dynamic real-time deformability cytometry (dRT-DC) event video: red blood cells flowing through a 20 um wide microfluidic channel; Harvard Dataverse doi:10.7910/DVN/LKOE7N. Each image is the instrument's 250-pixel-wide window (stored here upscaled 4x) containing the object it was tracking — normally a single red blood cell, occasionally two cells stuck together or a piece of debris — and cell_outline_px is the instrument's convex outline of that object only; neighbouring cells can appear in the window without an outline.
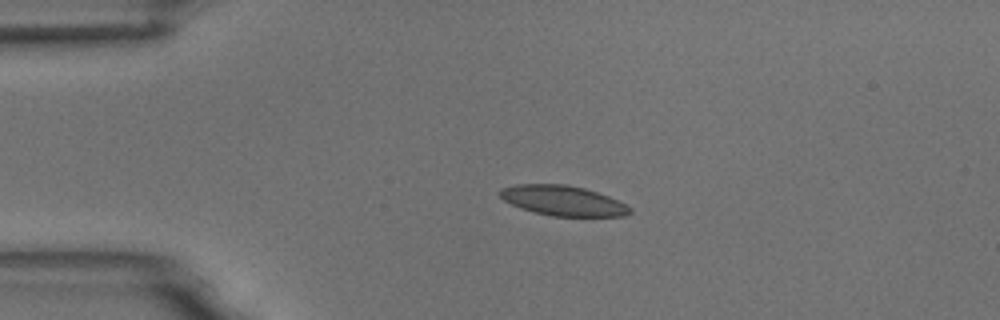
{"species": "common noctule bat (a hibernating species)", "species_latin": "Nyctalus noctula", "temperature_condition": "room temperature", "stored_images_in_passage": 44, "camera_frame_rate_fps": 3000, "um_per_image_px": 0.085, "animal": {"sex": "male", "body_mass_g": 18.8}, "frame": {"image": 1, "passage_image": 1, "time_ms": 0.0, "image_size_px": [1000, 320], "cell_outline_px": [[632, 212], [624, 216], [552, 216], [520, 208], [504, 200], [496, 192], [500, 188], [516, 184], [568, 184], [584, 188], [608, 196], [632, 208]], "centroid_in_image_um": [47.81, 17.04], "position_along_channel_um": 37.2, "area_um2": 22.72}}
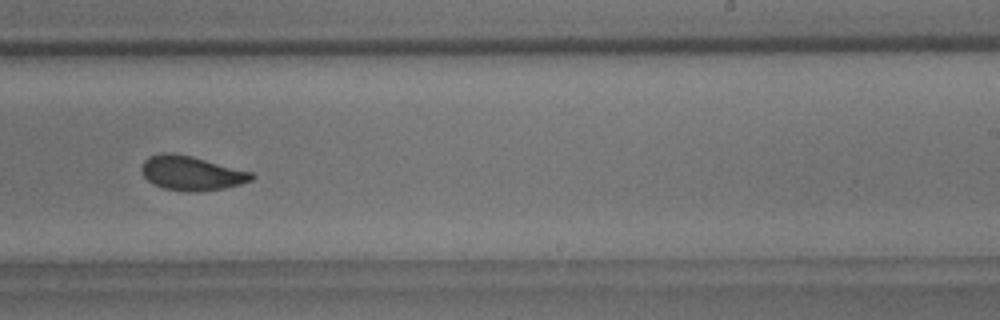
{"frame": {"image": 2, "passage_image": 23, "time_ms": 7.333, "image_size_px": [1000, 320], "cell_outline_px": [[256, 176], [252, 180], [240, 184], [224, 188], [200, 192], [188, 192], [164, 188], [152, 184], [140, 172], [140, 168], [144, 160], [148, 156], [164, 152], [168, 152], [192, 156], [252, 172]], "centroid_in_image_um": [16.25, 14.72], "position_along_channel_um": 272.8, "area_um2": 22.2}}
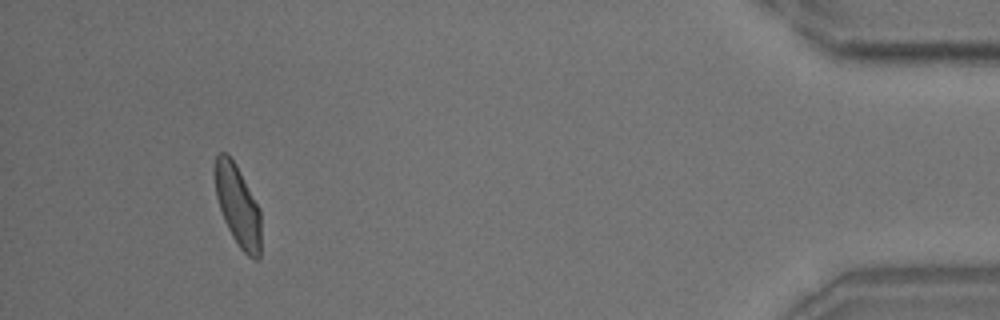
{"frame": {"image": 3, "passage_image": 40, "time_ms": 13.0, "image_size_px": [1000, 320], "cell_outline_px": [[260, 256], [256, 260], [248, 256], [240, 248], [232, 236], [224, 220], [216, 196], [212, 172], [212, 168], [216, 156], [220, 152], [228, 152], [236, 164], [260, 208]], "centroid_in_image_um": [20.17, 17.41], "position_along_channel_um": 415.0, "area_um2": 22.14}, "authors_computed_cell_mechanics": {"area_um2": 22.1374, "velocity_mm_per_s": 3.6745, "shape_relaxation_time_tau1_ms": 4.9289, "shape_relaxation_time_tau2_ms": 1.7539, "deformation_change_tau1": 0.1401, "deformation_change_tau2": 0.0614}}